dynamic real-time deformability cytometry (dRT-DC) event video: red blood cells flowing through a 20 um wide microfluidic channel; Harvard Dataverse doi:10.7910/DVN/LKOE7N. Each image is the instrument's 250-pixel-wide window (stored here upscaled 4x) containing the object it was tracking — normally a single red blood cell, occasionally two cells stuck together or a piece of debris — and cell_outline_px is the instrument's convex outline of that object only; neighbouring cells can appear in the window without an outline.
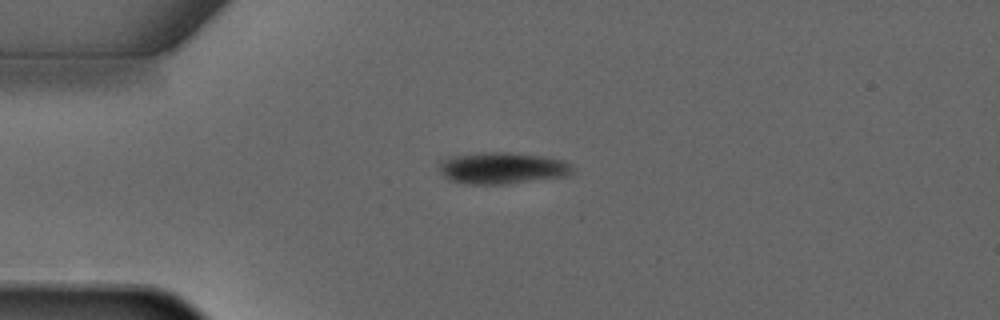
{"species": "common noctule bat (a hibernating species)", "species_latin": "Nyctalus noctula", "temperature_condition": "warm", "stored_images_in_passage": 5, "camera_frame_rate_fps": 3000, "um_per_image_px": 0.085, "animal": {"sex": "male", "forearm_length_mm": 52.5}, "frame": {"image": 1, "passage_image": 4, "time_ms": 3.333, "image_size_px": [1000, 320], "cell_outline_px": [[572, 172], [568, 176], [504, 184], [464, 184], [452, 180], [444, 176], [440, 172], [440, 160], [444, 156], [480, 152], [508, 152], [544, 156], [564, 160], [572, 168]], "centroid_in_image_um": [42.64, 14.27], "position_along_channel_um": 42.4, "area_um2": 24.8}}
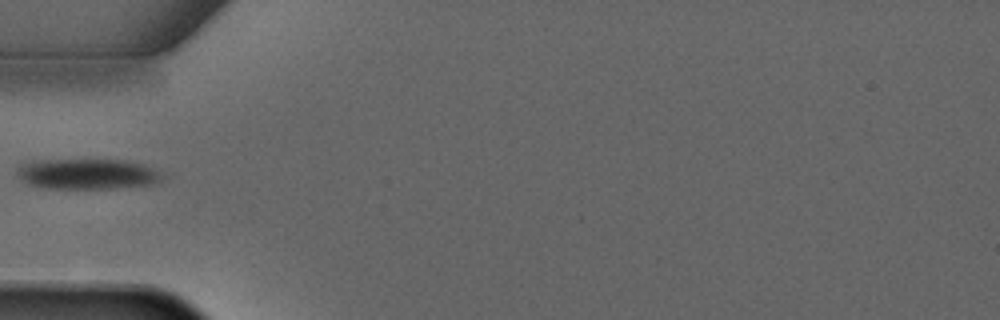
{"frame": {"image": 2, "passage_image": 5, "time_ms": 4.667, "image_size_px": [1000, 320], "cell_outline_px": [[160, 180], [152, 184], [108, 188], [44, 188], [28, 184], [16, 172], [16, 168], [24, 160], [128, 160], [144, 164], [160, 172]], "centroid_in_image_um": [7.35, 14.76], "position_along_channel_um": 77.7, "area_um2": 25.66}}